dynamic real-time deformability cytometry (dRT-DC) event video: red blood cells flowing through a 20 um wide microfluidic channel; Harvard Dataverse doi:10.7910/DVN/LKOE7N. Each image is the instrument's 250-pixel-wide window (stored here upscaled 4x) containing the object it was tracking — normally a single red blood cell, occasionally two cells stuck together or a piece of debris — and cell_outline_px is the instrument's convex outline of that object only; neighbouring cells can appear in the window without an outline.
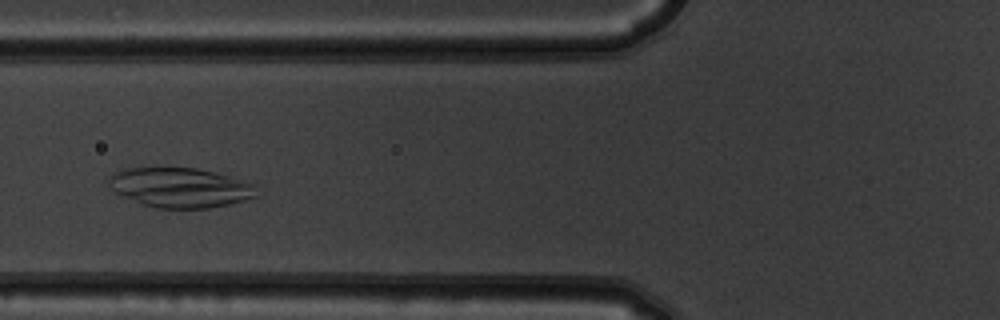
{"species": "common noctule bat (a hibernating species)", "species_latin": "Nyctalus noctula", "temperature_condition": "warm", "stored_images_in_passage": 6, "camera_frame_rate_fps": 3000, "um_per_image_px": 0.085, "animal": {"sex": "male", "body_mass_g": 19.5, "forearm_length_mm": 54.6}, "frame": {"image": 1, "passage_image": 3, "time_ms": 0.667, "image_size_px": [1000, 320], "cell_outline_px": [[256, 196], [244, 200], [212, 208], [156, 208], [144, 204], [124, 196], [116, 192], [108, 184], [108, 180], [116, 172], [128, 168], [196, 168], [228, 176], [256, 184]], "centroid_in_image_um": [15.34, 15.95], "position_along_channel_um": 110.5, "area_um2": 33.7}}
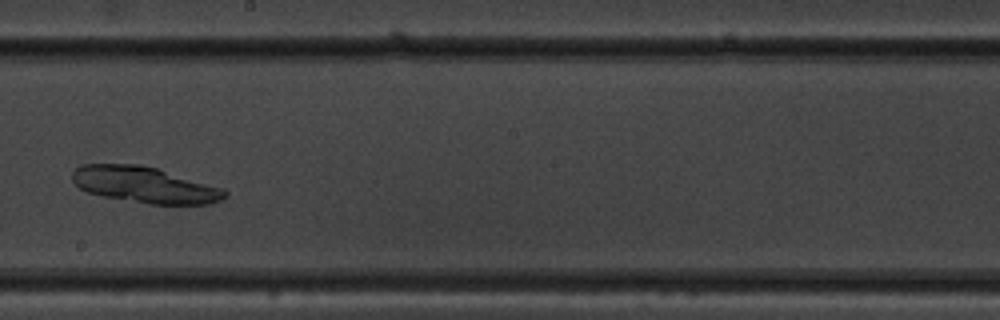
{"frame": {"image": 2, "passage_image": 6, "time_ms": 1.667, "image_size_px": [1000, 320], "cell_outline_px": [[228, 196], [220, 200], [208, 204], [148, 204], [104, 196], [88, 192], [80, 188], [72, 180], [72, 172], [80, 164], [140, 164], [156, 168], [224, 188], [228, 192]], "centroid_in_image_um": [12.31, 15.7], "position_along_channel_um": 235.9, "area_um2": 32.08}}